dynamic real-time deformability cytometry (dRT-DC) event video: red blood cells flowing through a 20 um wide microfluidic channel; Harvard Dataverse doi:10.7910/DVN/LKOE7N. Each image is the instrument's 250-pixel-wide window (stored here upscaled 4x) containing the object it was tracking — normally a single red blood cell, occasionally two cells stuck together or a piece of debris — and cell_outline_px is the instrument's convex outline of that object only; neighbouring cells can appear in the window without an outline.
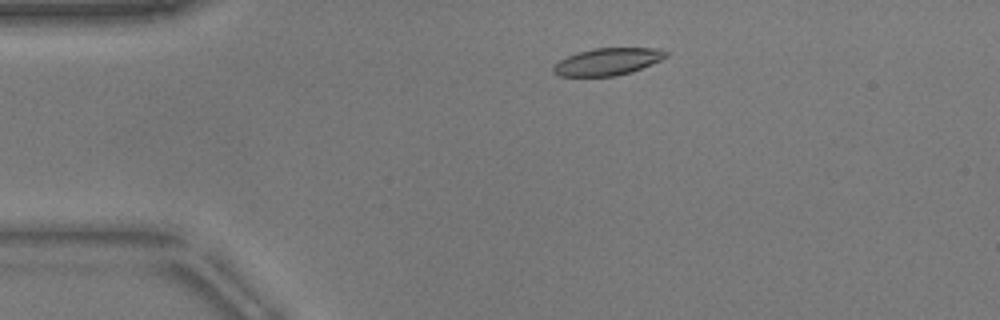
{"species": "common noctule bat (a hibernating species)", "species_latin": "Nyctalus noctula", "temperature_condition": "warm", "stored_images_in_passage": 49, "camera_frame_rate_fps": 3000, "um_per_image_px": 0.085, "animal": {"sex": "male", "body_mass_g": 17.9}, "frame": {"image": 1, "passage_image": 7, "time_ms": 2.0, "image_size_px": [1000, 320], "cell_outline_px": [[668, 56], [660, 60], [632, 72], [616, 76], [560, 76], [552, 72], [552, 68], [560, 60], [568, 56], [580, 52], [596, 48], [656, 48], [668, 52]], "centroid_in_image_um": [51.66, 5.24], "position_along_channel_um": 33.3, "area_um2": 17.63}}
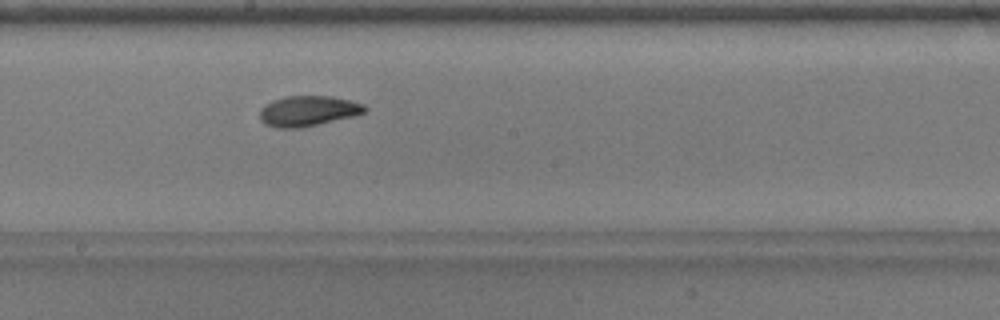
{"frame": {"image": 2, "passage_image": 25, "time_ms": 8.0, "image_size_px": [1000, 320], "cell_outline_px": [[368, 108], [364, 112], [352, 116], [300, 128], [276, 128], [264, 124], [260, 120], [260, 108], [264, 104], [272, 100], [284, 96], [332, 96], [364, 104]], "centroid_in_image_um": [26.12, 9.43], "position_along_channel_um": 222.1, "area_um2": 18.61}}
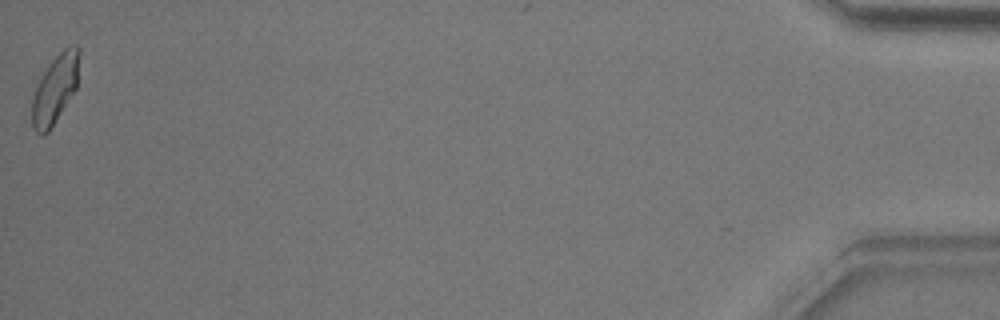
{"frame": {"image": 3, "passage_image": 49, "time_ms": 16.0, "image_size_px": [1000, 320], "cell_outline_px": [[76, 88], [48, 132], [44, 136], [40, 136], [32, 128], [32, 96], [44, 72], [52, 60], [64, 48], [72, 44], [76, 44]], "centroid_in_image_um": [4.61, 7.66], "position_along_channel_um": 430.6, "area_um2": 17.98}, "authors_computed_cell_mechanics": {"area_um2": 18.207, "velocity_mm_per_s": 3.8254, "shape_relaxation_time_tau1_ms": 4.2521, "shape_relaxation_time_tau2_ms": 2.0786, "deformation_change_tau1": 0.1608, "deformation_change_tau2": 0.0759}}